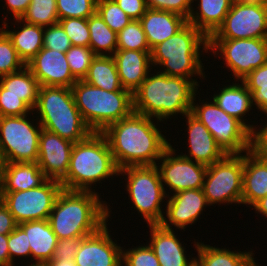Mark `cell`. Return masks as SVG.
Returning <instances> with one entry per match:
<instances>
[{"instance_id": "obj_33", "label": "cell", "mask_w": 267, "mask_h": 266, "mask_svg": "<svg viewBox=\"0 0 267 266\" xmlns=\"http://www.w3.org/2000/svg\"><path fill=\"white\" fill-rule=\"evenodd\" d=\"M90 31L89 47L95 55L112 56L117 50V33L95 12L87 18Z\"/></svg>"}, {"instance_id": "obj_25", "label": "cell", "mask_w": 267, "mask_h": 266, "mask_svg": "<svg viewBox=\"0 0 267 266\" xmlns=\"http://www.w3.org/2000/svg\"><path fill=\"white\" fill-rule=\"evenodd\" d=\"M47 179L36 162L5 163L0 192H17L36 188Z\"/></svg>"}, {"instance_id": "obj_50", "label": "cell", "mask_w": 267, "mask_h": 266, "mask_svg": "<svg viewBox=\"0 0 267 266\" xmlns=\"http://www.w3.org/2000/svg\"><path fill=\"white\" fill-rule=\"evenodd\" d=\"M252 148L258 153L267 155V124L252 134Z\"/></svg>"}, {"instance_id": "obj_8", "label": "cell", "mask_w": 267, "mask_h": 266, "mask_svg": "<svg viewBox=\"0 0 267 266\" xmlns=\"http://www.w3.org/2000/svg\"><path fill=\"white\" fill-rule=\"evenodd\" d=\"M127 176L126 189L131 203L141 213L147 224H160L165 218L161 204L167 198L156 165L128 166L119 170V175ZM162 202V203H161Z\"/></svg>"}, {"instance_id": "obj_45", "label": "cell", "mask_w": 267, "mask_h": 266, "mask_svg": "<svg viewBox=\"0 0 267 266\" xmlns=\"http://www.w3.org/2000/svg\"><path fill=\"white\" fill-rule=\"evenodd\" d=\"M33 110L18 96L4 94V87L0 84V116H23Z\"/></svg>"}, {"instance_id": "obj_19", "label": "cell", "mask_w": 267, "mask_h": 266, "mask_svg": "<svg viewBox=\"0 0 267 266\" xmlns=\"http://www.w3.org/2000/svg\"><path fill=\"white\" fill-rule=\"evenodd\" d=\"M173 196L167 195L166 218L160 223L164 228L184 230L199 219L204 207L209 206L203 189H189L179 191ZM170 196V197H169ZM172 225V226H171Z\"/></svg>"}, {"instance_id": "obj_11", "label": "cell", "mask_w": 267, "mask_h": 266, "mask_svg": "<svg viewBox=\"0 0 267 266\" xmlns=\"http://www.w3.org/2000/svg\"><path fill=\"white\" fill-rule=\"evenodd\" d=\"M27 115L0 116V149L5 163L38 160L42 127L31 123Z\"/></svg>"}, {"instance_id": "obj_1", "label": "cell", "mask_w": 267, "mask_h": 266, "mask_svg": "<svg viewBox=\"0 0 267 266\" xmlns=\"http://www.w3.org/2000/svg\"><path fill=\"white\" fill-rule=\"evenodd\" d=\"M153 120L133 111L101 132L119 170L128 166L156 165L171 145Z\"/></svg>"}, {"instance_id": "obj_42", "label": "cell", "mask_w": 267, "mask_h": 266, "mask_svg": "<svg viewBox=\"0 0 267 266\" xmlns=\"http://www.w3.org/2000/svg\"><path fill=\"white\" fill-rule=\"evenodd\" d=\"M124 266H160L153 249L149 244L138 246L126 251L122 250Z\"/></svg>"}, {"instance_id": "obj_21", "label": "cell", "mask_w": 267, "mask_h": 266, "mask_svg": "<svg viewBox=\"0 0 267 266\" xmlns=\"http://www.w3.org/2000/svg\"><path fill=\"white\" fill-rule=\"evenodd\" d=\"M151 241L149 246L153 249L160 266H193L195 258L186 256L185 247L172 229L164 228L161 224H149Z\"/></svg>"}, {"instance_id": "obj_44", "label": "cell", "mask_w": 267, "mask_h": 266, "mask_svg": "<svg viewBox=\"0 0 267 266\" xmlns=\"http://www.w3.org/2000/svg\"><path fill=\"white\" fill-rule=\"evenodd\" d=\"M8 250L10 256V266H14L15 257L28 258L31 255L30 246H28L27 234L18 225L8 234Z\"/></svg>"}, {"instance_id": "obj_55", "label": "cell", "mask_w": 267, "mask_h": 266, "mask_svg": "<svg viewBox=\"0 0 267 266\" xmlns=\"http://www.w3.org/2000/svg\"><path fill=\"white\" fill-rule=\"evenodd\" d=\"M4 165H5V160L3 158V155H2V152L0 149V183H1V179H2V173H3Z\"/></svg>"}, {"instance_id": "obj_17", "label": "cell", "mask_w": 267, "mask_h": 266, "mask_svg": "<svg viewBox=\"0 0 267 266\" xmlns=\"http://www.w3.org/2000/svg\"><path fill=\"white\" fill-rule=\"evenodd\" d=\"M74 143L42 128L37 164L48 179L61 181L67 174Z\"/></svg>"}, {"instance_id": "obj_2", "label": "cell", "mask_w": 267, "mask_h": 266, "mask_svg": "<svg viewBox=\"0 0 267 266\" xmlns=\"http://www.w3.org/2000/svg\"><path fill=\"white\" fill-rule=\"evenodd\" d=\"M98 192L62 189L48 221L59 239L86 237L98 231L110 218V208Z\"/></svg>"}, {"instance_id": "obj_9", "label": "cell", "mask_w": 267, "mask_h": 266, "mask_svg": "<svg viewBox=\"0 0 267 266\" xmlns=\"http://www.w3.org/2000/svg\"><path fill=\"white\" fill-rule=\"evenodd\" d=\"M195 99L196 94L190 113L204 124L226 154H243L252 149V133L239 120L227 114L214 100L210 103L202 100L199 106Z\"/></svg>"}, {"instance_id": "obj_32", "label": "cell", "mask_w": 267, "mask_h": 266, "mask_svg": "<svg viewBox=\"0 0 267 266\" xmlns=\"http://www.w3.org/2000/svg\"><path fill=\"white\" fill-rule=\"evenodd\" d=\"M83 81L106 91L123 89L115 60L112 56L96 55Z\"/></svg>"}, {"instance_id": "obj_43", "label": "cell", "mask_w": 267, "mask_h": 266, "mask_svg": "<svg viewBox=\"0 0 267 266\" xmlns=\"http://www.w3.org/2000/svg\"><path fill=\"white\" fill-rule=\"evenodd\" d=\"M72 44L70 38L60 23L44 27L43 31V47L46 49L57 50L66 53Z\"/></svg>"}, {"instance_id": "obj_48", "label": "cell", "mask_w": 267, "mask_h": 266, "mask_svg": "<svg viewBox=\"0 0 267 266\" xmlns=\"http://www.w3.org/2000/svg\"><path fill=\"white\" fill-rule=\"evenodd\" d=\"M114 1L132 20H140L147 10L146 0Z\"/></svg>"}, {"instance_id": "obj_35", "label": "cell", "mask_w": 267, "mask_h": 266, "mask_svg": "<svg viewBox=\"0 0 267 266\" xmlns=\"http://www.w3.org/2000/svg\"><path fill=\"white\" fill-rule=\"evenodd\" d=\"M242 81L251 93L252 105L267 114V63L254 69Z\"/></svg>"}, {"instance_id": "obj_31", "label": "cell", "mask_w": 267, "mask_h": 266, "mask_svg": "<svg viewBox=\"0 0 267 266\" xmlns=\"http://www.w3.org/2000/svg\"><path fill=\"white\" fill-rule=\"evenodd\" d=\"M0 84L4 87V94L18 96L34 112L40 84L27 66L18 72L1 76Z\"/></svg>"}, {"instance_id": "obj_29", "label": "cell", "mask_w": 267, "mask_h": 266, "mask_svg": "<svg viewBox=\"0 0 267 266\" xmlns=\"http://www.w3.org/2000/svg\"><path fill=\"white\" fill-rule=\"evenodd\" d=\"M24 26L17 27L18 30H8V23L3 20L2 30L11 39L19 57L27 64L43 48L44 27L23 22L21 19H14ZM7 28V29H6ZM20 28V31H19Z\"/></svg>"}, {"instance_id": "obj_52", "label": "cell", "mask_w": 267, "mask_h": 266, "mask_svg": "<svg viewBox=\"0 0 267 266\" xmlns=\"http://www.w3.org/2000/svg\"><path fill=\"white\" fill-rule=\"evenodd\" d=\"M8 234H0V266H10Z\"/></svg>"}, {"instance_id": "obj_30", "label": "cell", "mask_w": 267, "mask_h": 266, "mask_svg": "<svg viewBox=\"0 0 267 266\" xmlns=\"http://www.w3.org/2000/svg\"><path fill=\"white\" fill-rule=\"evenodd\" d=\"M198 258V266H256V260L253 252H236L227 248H218L204 244V242H194Z\"/></svg>"}, {"instance_id": "obj_36", "label": "cell", "mask_w": 267, "mask_h": 266, "mask_svg": "<svg viewBox=\"0 0 267 266\" xmlns=\"http://www.w3.org/2000/svg\"><path fill=\"white\" fill-rule=\"evenodd\" d=\"M117 50L151 51L139 20H131L117 33Z\"/></svg>"}, {"instance_id": "obj_28", "label": "cell", "mask_w": 267, "mask_h": 266, "mask_svg": "<svg viewBox=\"0 0 267 266\" xmlns=\"http://www.w3.org/2000/svg\"><path fill=\"white\" fill-rule=\"evenodd\" d=\"M233 1L234 0H199V4H197L199 11L196 9L194 11L193 8L187 22L202 31L209 38L223 23Z\"/></svg>"}, {"instance_id": "obj_6", "label": "cell", "mask_w": 267, "mask_h": 266, "mask_svg": "<svg viewBox=\"0 0 267 266\" xmlns=\"http://www.w3.org/2000/svg\"><path fill=\"white\" fill-rule=\"evenodd\" d=\"M36 110L40 116L37 122L43 129L73 143L86 139L93 132L84 122L71 88L40 86Z\"/></svg>"}, {"instance_id": "obj_10", "label": "cell", "mask_w": 267, "mask_h": 266, "mask_svg": "<svg viewBox=\"0 0 267 266\" xmlns=\"http://www.w3.org/2000/svg\"><path fill=\"white\" fill-rule=\"evenodd\" d=\"M244 155L227 154L223 159L207 166L203 192L207 203L241 204Z\"/></svg>"}, {"instance_id": "obj_22", "label": "cell", "mask_w": 267, "mask_h": 266, "mask_svg": "<svg viewBox=\"0 0 267 266\" xmlns=\"http://www.w3.org/2000/svg\"><path fill=\"white\" fill-rule=\"evenodd\" d=\"M245 154L241 204L253 206L267 193V155L253 148Z\"/></svg>"}, {"instance_id": "obj_26", "label": "cell", "mask_w": 267, "mask_h": 266, "mask_svg": "<svg viewBox=\"0 0 267 266\" xmlns=\"http://www.w3.org/2000/svg\"><path fill=\"white\" fill-rule=\"evenodd\" d=\"M27 234L31 249V261L45 263L52 260L58 238L52 231L48 219L26 221L18 224Z\"/></svg>"}, {"instance_id": "obj_51", "label": "cell", "mask_w": 267, "mask_h": 266, "mask_svg": "<svg viewBox=\"0 0 267 266\" xmlns=\"http://www.w3.org/2000/svg\"><path fill=\"white\" fill-rule=\"evenodd\" d=\"M31 0H5L8 10L12 13L13 19H21L28 9Z\"/></svg>"}, {"instance_id": "obj_23", "label": "cell", "mask_w": 267, "mask_h": 266, "mask_svg": "<svg viewBox=\"0 0 267 266\" xmlns=\"http://www.w3.org/2000/svg\"><path fill=\"white\" fill-rule=\"evenodd\" d=\"M150 53L151 51L116 50L112 55L123 89L133 94L152 71Z\"/></svg>"}, {"instance_id": "obj_39", "label": "cell", "mask_w": 267, "mask_h": 266, "mask_svg": "<svg viewBox=\"0 0 267 266\" xmlns=\"http://www.w3.org/2000/svg\"><path fill=\"white\" fill-rule=\"evenodd\" d=\"M71 73L77 80L87 75L92 59L96 56L90 47L71 46L65 53Z\"/></svg>"}, {"instance_id": "obj_20", "label": "cell", "mask_w": 267, "mask_h": 266, "mask_svg": "<svg viewBox=\"0 0 267 266\" xmlns=\"http://www.w3.org/2000/svg\"><path fill=\"white\" fill-rule=\"evenodd\" d=\"M188 130L189 149L187 153L182 156L193 160L194 162L201 163L209 166L213 163L220 161L227 154L215 141L213 135L209 130L191 113L185 115Z\"/></svg>"}, {"instance_id": "obj_34", "label": "cell", "mask_w": 267, "mask_h": 266, "mask_svg": "<svg viewBox=\"0 0 267 266\" xmlns=\"http://www.w3.org/2000/svg\"><path fill=\"white\" fill-rule=\"evenodd\" d=\"M21 20L42 27L58 23L56 0H31Z\"/></svg>"}, {"instance_id": "obj_15", "label": "cell", "mask_w": 267, "mask_h": 266, "mask_svg": "<svg viewBox=\"0 0 267 266\" xmlns=\"http://www.w3.org/2000/svg\"><path fill=\"white\" fill-rule=\"evenodd\" d=\"M170 145L159 159L156 167L163 186L175 193L189 189H202L207 166L182 156ZM176 154V155H175ZM174 155V156H173Z\"/></svg>"}, {"instance_id": "obj_16", "label": "cell", "mask_w": 267, "mask_h": 266, "mask_svg": "<svg viewBox=\"0 0 267 266\" xmlns=\"http://www.w3.org/2000/svg\"><path fill=\"white\" fill-rule=\"evenodd\" d=\"M107 223L81 240L75 255L77 266H117L122 262L123 248L113 241Z\"/></svg>"}, {"instance_id": "obj_49", "label": "cell", "mask_w": 267, "mask_h": 266, "mask_svg": "<svg viewBox=\"0 0 267 266\" xmlns=\"http://www.w3.org/2000/svg\"><path fill=\"white\" fill-rule=\"evenodd\" d=\"M18 223L15 221L9 209L0 200V234L6 235L11 233Z\"/></svg>"}, {"instance_id": "obj_18", "label": "cell", "mask_w": 267, "mask_h": 266, "mask_svg": "<svg viewBox=\"0 0 267 266\" xmlns=\"http://www.w3.org/2000/svg\"><path fill=\"white\" fill-rule=\"evenodd\" d=\"M40 86L71 88L78 80L70 71L65 53L42 48L27 64Z\"/></svg>"}, {"instance_id": "obj_47", "label": "cell", "mask_w": 267, "mask_h": 266, "mask_svg": "<svg viewBox=\"0 0 267 266\" xmlns=\"http://www.w3.org/2000/svg\"><path fill=\"white\" fill-rule=\"evenodd\" d=\"M83 238L59 239L52 259H74Z\"/></svg>"}, {"instance_id": "obj_37", "label": "cell", "mask_w": 267, "mask_h": 266, "mask_svg": "<svg viewBox=\"0 0 267 266\" xmlns=\"http://www.w3.org/2000/svg\"><path fill=\"white\" fill-rule=\"evenodd\" d=\"M25 66L11 39L0 27V77L18 72Z\"/></svg>"}, {"instance_id": "obj_53", "label": "cell", "mask_w": 267, "mask_h": 266, "mask_svg": "<svg viewBox=\"0 0 267 266\" xmlns=\"http://www.w3.org/2000/svg\"><path fill=\"white\" fill-rule=\"evenodd\" d=\"M252 207H254V210L258 214H262L265 218H267V196L261 198Z\"/></svg>"}, {"instance_id": "obj_46", "label": "cell", "mask_w": 267, "mask_h": 266, "mask_svg": "<svg viewBox=\"0 0 267 266\" xmlns=\"http://www.w3.org/2000/svg\"><path fill=\"white\" fill-rule=\"evenodd\" d=\"M193 0H146L147 8L174 12L188 19Z\"/></svg>"}, {"instance_id": "obj_14", "label": "cell", "mask_w": 267, "mask_h": 266, "mask_svg": "<svg viewBox=\"0 0 267 266\" xmlns=\"http://www.w3.org/2000/svg\"><path fill=\"white\" fill-rule=\"evenodd\" d=\"M63 189L60 181L47 179L42 185L17 192H0V200L19 224L48 219L56 199Z\"/></svg>"}, {"instance_id": "obj_27", "label": "cell", "mask_w": 267, "mask_h": 266, "mask_svg": "<svg viewBox=\"0 0 267 266\" xmlns=\"http://www.w3.org/2000/svg\"><path fill=\"white\" fill-rule=\"evenodd\" d=\"M241 83L224 86L220 89L219 94L213 96V100L222 110L239 120L253 134L257 127H254L253 124H246L243 119V116L253 108L251 93L244 82L241 81Z\"/></svg>"}, {"instance_id": "obj_5", "label": "cell", "mask_w": 267, "mask_h": 266, "mask_svg": "<svg viewBox=\"0 0 267 266\" xmlns=\"http://www.w3.org/2000/svg\"><path fill=\"white\" fill-rule=\"evenodd\" d=\"M113 175H119V168L108 141L101 132H92L74 143L67 174L60 183L63 189L92 192V184Z\"/></svg>"}, {"instance_id": "obj_38", "label": "cell", "mask_w": 267, "mask_h": 266, "mask_svg": "<svg viewBox=\"0 0 267 266\" xmlns=\"http://www.w3.org/2000/svg\"><path fill=\"white\" fill-rule=\"evenodd\" d=\"M96 12L116 33H119L132 20L114 0H97Z\"/></svg>"}, {"instance_id": "obj_56", "label": "cell", "mask_w": 267, "mask_h": 266, "mask_svg": "<svg viewBox=\"0 0 267 266\" xmlns=\"http://www.w3.org/2000/svg\"><path fill=\"white\" fill-rule=\"evenodd\" d=\"M28 266H47V265L46 263L33 262L32 264L29 263Z\"/></svg>"}, {"instance_id": "obj_54", "label": "cell", "mask_w": 267, "mask_h": 266, "mask_svg": "<svg viewBox=\"0 0 267 266\" xmlns=\"http://www.w3.org/2000/svg\"><path fill=\"white\" fill-rule=\"evenodd\" d=\"M45 263L47 266H77L74 259H52Z\"/></svg>"}, {"instance_id": "obj_3", "label": "cell", "mask_w": 267, "mask_h": 266, "mask_svg": "<svg viewBox=\"0 0 267 266\" xmlns=\"http://www.w3.org/2000/svg\"><path fill=\"white\" fill-rule=\"evenodd\" d=\"M148 73L133 93V110L163 122L169 117L191 112L197 86L187 78ZM153 75V76H152ZM165 119V120H164Z\"/></svg>"}, {"instance_id": "obj_24", "label": "cell", "mask_w": 267, "mask_h": 266, "mask_svg": "<svg viewBox=\"0 0 267 266\" xmlns=\"http://www.w3.org/2000/svg\"><path fill=\"white\" fill-rule=\"evenodd\" d=\"M139 21L150 49L169 39L187 23V19L179 14L150 8Z\"/></svg>"}, {"instance_id": "obj_57", "label": "cell", "mask_w": 267, "mask_h": 266, "mask_svg": "<svg viewBox=\"0 0 267 266\" xmlns=\"http://www.w3.org/2000/svg\"><path fill=\"white\" fill-rule=\"evenodd\" d=\"M117 266H124V263L123 262H121L120 264H118Z\"/></svg>"}, {"instance_id": "obj_13", "label": "cell", "mask_w": 267, "mask_h": 266, "mask_svg": "<svg viewBox=\"0 0 267 266\" xmlns=\"http://www.w3.org/2000/svg\"><path fill=\"white\" fill-rule=\"evenodd\" d=\"M208 47L214 55L220 53L236 82L267 63V38L209 39Z\"/></svg>"}, {"instance_id": "obj_40", "label": "cell", "mask_w": 267, "mask_h": 266, "mask_svg": "<svg viewBox=\"0 0 267 266\" xmlns=\"http://www.w3.org/2000/svg\"><path fill=\"white\" fill-rule=\"evenodd\" d=\"M97 0H56L58 19L88 18L96 12Z\"/></svg>"}, {"instance_id": "obj_12", "label": "cell", "mask_w": 267, "mask_h": 266, "mask_svg": "<svg viewBox=\"0 0 267 266\" xmlns=\"http://www.w3.org/2000/svg\"><path fill=\"white\" fill-rule=\"evenodd\" d=\"M267 38V0H234L209 39Z\"/></svg>"}, {"instance_id": "obj_4", "label": "cell", "mask_w": 267, "mask_h": 266, "mask_svg": "<svg viewBox=\"0 0 267 266\" xmlns=\"http://www.w3.org/2000/svg\"><path fill=\"white\" fill-rule=\"evenodd\" d=\"M208 46L209 38L187 22L173 36L151 49V64L153 67L154 65L163 66L165 70H160V73L187 78L199 86L192 76L195 77L196 74L202 79L205 77L204 66L200 60V49L208 53Z\"/></svg>"}, {"instance_id": "obj_41", "label": "cell", "mask_w": 267, "mask_h": 266, "mask_svg": "<svg viewBox=\"0 0 267 266\" xmlns=\"http://www.w3.org/2000/svg\"><path fill=\"white\" fill-rule=\"evenodd\" d=\"M70 38L72 46L89 47L90 31L87 18H64L58 21Z\"/></svg>"}, {"instance_id": "obj_7", "label": "cell", "mask_w": 267, "mask_h": 266, "mask_svg": "<svg viewBox=\"0 0 267 266\" xmlns=\"http://www.w3.org/2000/svg\"><path fill=\"white\" fill-rule=\"evenodd\" d=\"M71 89L84 122L93 132H102L134 111L133 94L126 89L106 91L83 80Z\"/></svg>"}]
</instances>
